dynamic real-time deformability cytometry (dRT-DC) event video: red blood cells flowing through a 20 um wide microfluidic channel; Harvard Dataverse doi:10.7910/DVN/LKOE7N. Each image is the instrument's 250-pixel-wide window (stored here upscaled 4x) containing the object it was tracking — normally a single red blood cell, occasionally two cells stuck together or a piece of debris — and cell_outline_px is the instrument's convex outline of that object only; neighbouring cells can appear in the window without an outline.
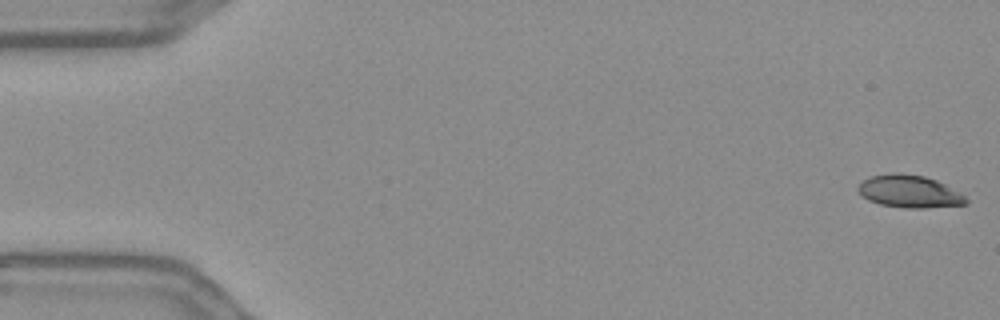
{"species": "Egyptian fruit bat (a non-hibernating species)", "species_latin": "Rousettus aegyptiacus", "temperature_condition": "warm", "stored_images_in_passage": 56, "camera_frame_rate_fps": 3000, "um_per_image_px": 0.085, "frame": {"image": 1, "passage_image": 1, "time_ms": 0.0, "image_size_px": [1000, 320], "cell_outline_px": [[968, 204], [924, 208], [904, 208], [880, 204], [868, 200], [860, 196], [856, 188], [868, 176], [892, 172], [896, 172], [924, 176], [936, 180], [944, 184], [964, 196], [968, 200]], "centroid_in_image_um": [77.24, 16.27], "position_along_channel_um": 7.8, "area_um2": 20.52}}
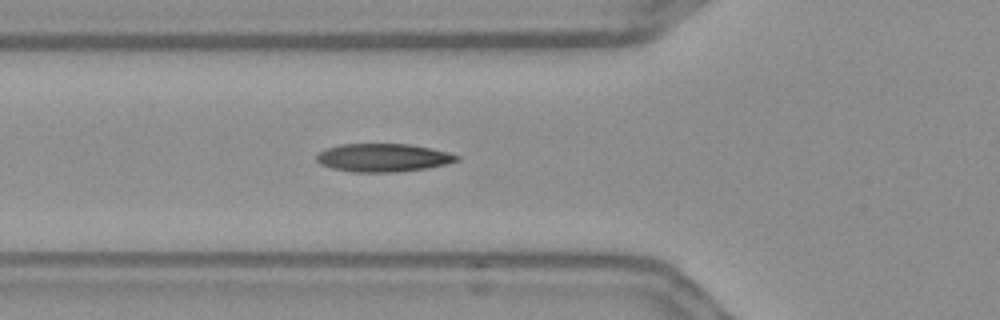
{"frame": {"image": 2, "passage_image": 20, "time_ms": 6.333, "image_size_px": [1000, 320], "cell_outline_px": [[460, 160], [428, 168], [396, 172], [352, 172], [332, 168], [320, 164], [316, 160], [316, 156], [324, 148], [340, 144], [408, 144], [432, 148], [460, 156]], "centroid_in_image_um": [32.54, 13.4], "position_along_channel_um": 93.3, "area_um2": 23.06}}
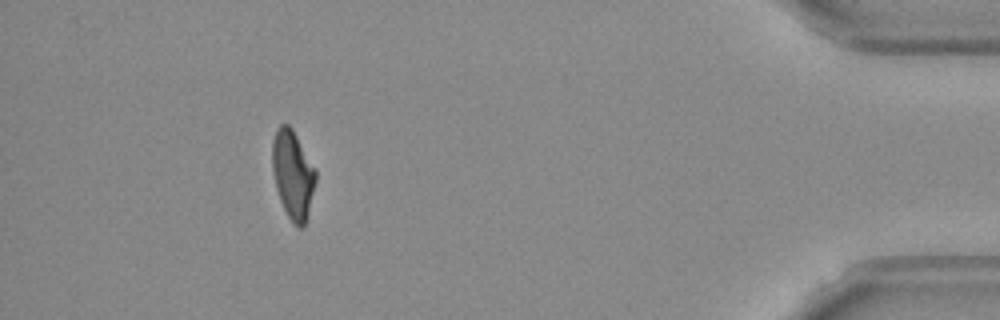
{"frame": {"image": 3, "passage_image": 51, "time_ms": 16.667, "image_size_px": [1000, 320], "cell_outline_px": [[316, 180], [304, 228], [296, 228], [292, 224], [280, 200], [276, 188], [272, 172], [272, 140], [276, 128], [280, 124], [288, 124], [292, 128], [316, 168]], "centroid_in_image_um": [24.88, 14.83], "position_along_channel_um": 410.3, "area_um2": 22.6}, "authors_computed_cell_mechanics": {"area_um2": 22.7154, "velocity_mm_per_s": 3.6371, "shape_relaxation_time_tau1_ms": 6.269, "shape_relaxation_time_tau2_ms": 1.9277, "deformation_change_tau1": 0.1896, "deformation_change_tau2": 0.0911}}